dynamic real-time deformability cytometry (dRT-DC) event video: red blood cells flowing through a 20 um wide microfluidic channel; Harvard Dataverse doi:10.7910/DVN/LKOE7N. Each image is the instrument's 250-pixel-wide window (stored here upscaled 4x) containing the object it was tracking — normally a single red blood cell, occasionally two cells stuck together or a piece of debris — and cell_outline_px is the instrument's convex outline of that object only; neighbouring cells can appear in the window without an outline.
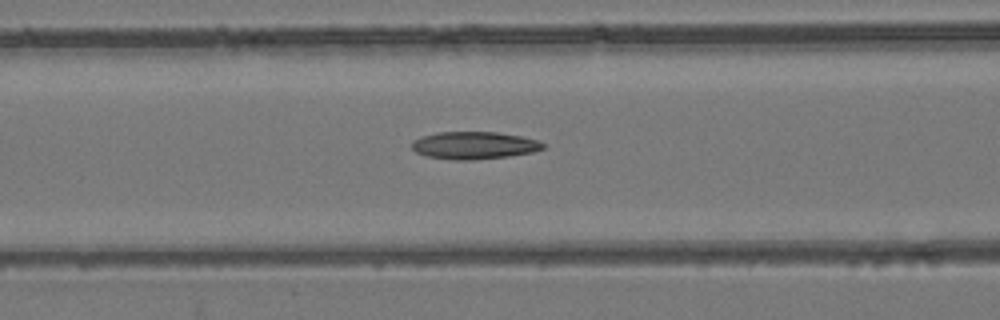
{"species": "common noctule bat (a hibernating species)", "species_latin": "Nyctalus noctula", "temperature_condition": "room temperature", "stored_images_in_passage": 53, "camera_frame_rate_fps": 3000, "um_per_image_px": 0.085, "animal": {"sex": "female", "body_mass_g": 24.6, "forearm_length_mm": 56.2}, "frame": {"image": 1, "passage_image": 21, "time_ms": 6.667, "image_size_px": [1000, 320], "cell_outline_px": [[544, 148], [532, 152], [508, 156], [472, 160], [452, 160], [424, 156], [416, 152], [412, 148], [412, 140], [424, 136], [440, 132], [496, 132], [520, 136], [536, 140], [544, 144]], "centroid_in_image_um": [40.26, 12.36], "position_along_channel_um": 126.3, "area_um2": 20.87}}
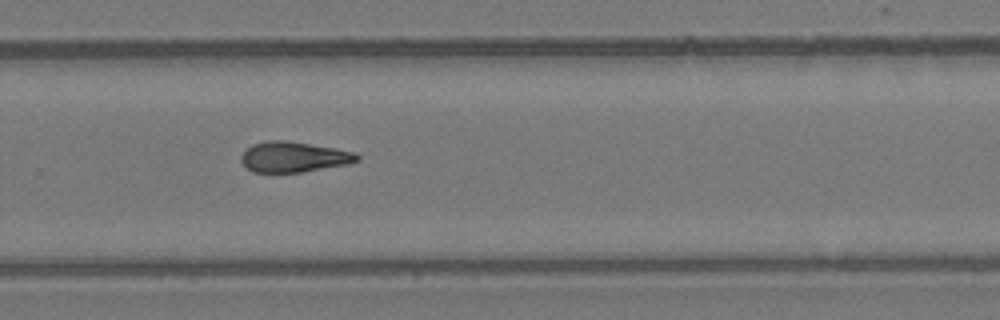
{"frame": {"image": 2, "passage_image": 35, "time_ms": 11.333, "image_size_px": [1000, 320], "cell_outline_px": [[360, 160], [348, 164], [300, 172], [252, 172], [240, 160], [240, 156], [252, 144], [268, 140], [284, 140], [336, 148], [356, 152], [360, 156]], "centroid_in_image_um": [24.99, 13.33], "position_along_channel_um": 304.8, "area_um2": 20.52}}
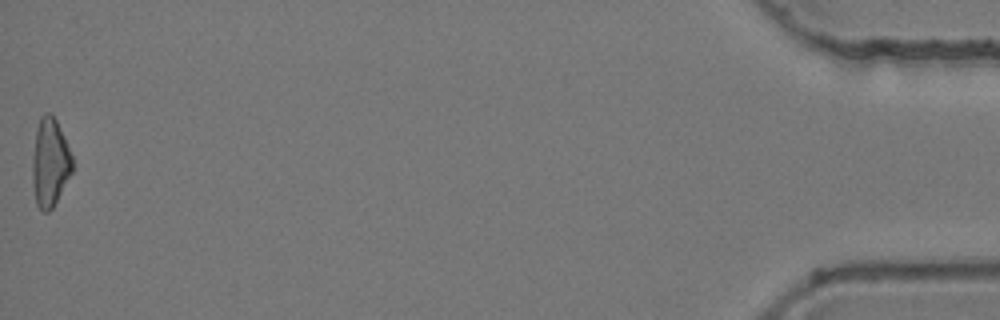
{"frame": {"image": 3, "passage_image": 53, "time_ms": 17.333, "image_size_px": [1000, 320], "cell_outline_px": [[72, 172], [52, 208], [48, 212], [44, 212], [36, 204], [32, 184], [32, 156], [36, 128], [40, 116], [44, 112], [48, 112], [56, 120], [64, 136], [72, 156]], "centroid_in_image_um": [4.22, 13.8], "position_along_channel_um": 431.0, "area_um2": 20.58}}